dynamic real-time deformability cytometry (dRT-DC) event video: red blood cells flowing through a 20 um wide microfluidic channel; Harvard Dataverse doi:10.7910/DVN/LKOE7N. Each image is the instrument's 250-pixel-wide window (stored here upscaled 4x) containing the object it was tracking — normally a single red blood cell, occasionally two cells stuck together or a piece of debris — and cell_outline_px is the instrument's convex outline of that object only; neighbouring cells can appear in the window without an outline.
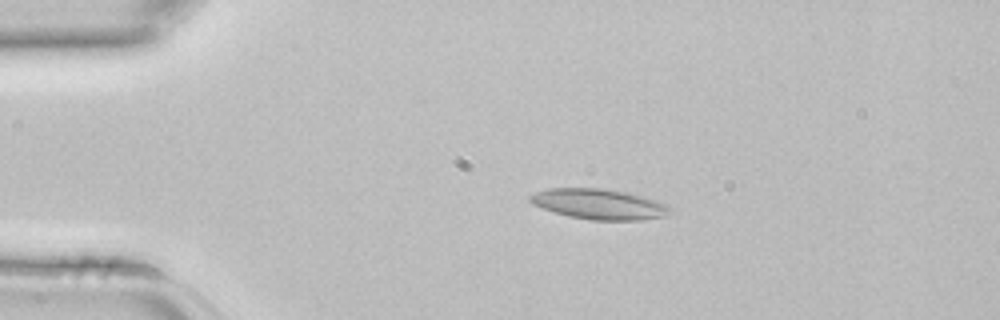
{"species": "common noctule bat (a hibernating species)", "species_latin": "Nyctalus noctula", "temperature_condition": "room temperature", "stored_images_in_passage": 4, "camera_frame_rate_fps": 3000, "um_per_image_px": 0.085, "animal": {"sex": "female", "body_mass_g": 22.7, "forearm_length_mm": 54.2}, "frame": {"image": 1, "passage_image": 3, "time_ms": 0.667, "image_size_px": [1000, 320], "cell_outline_px": [[676, 212], [664, 216], [640, 220], [592, 220], [568, 216], [532, 204], [528, 200], [528, 196], [536, 192], [548, 188], [600, 188], [628, 192], [644, 196], [668, 204]], "centroid_in_image_um": [50.98, 17.34], "position_along_channel_um": 34.0, "area_um2": 25.03}}